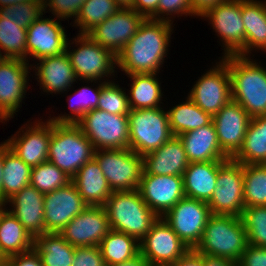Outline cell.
I'll return each mask as SVG.
<instances>
[{"instance_id":"obj_1","label":"cell","mask_w":266,"mask_h":266,"mask_svg":"<svg viewBox=\"0 0 266 266\" xmlns=\"http://www.w3.org/2000/svg\"><path fill=\"white\" fill-rule=\"evenodd\" d=\"M173 27V28H172ZM173 23L145 18L138 31L117 55V70L126 75L158 73L171 43Z\"/></svg>"},{"instance_id":"obj_2","label":"cell","mask_w":266,"mask_h":266,"mask_svg":"<svg viewBox=\"0 0 266 266\" xmlns=\"http://www.w3.org/2000/svg\"><path fill=\"white\" fill-rule=\"evenodd\" d=\"M231 77L232 100L251 116L266 115V67L240 55L221 58Z\"/></svg>"},{"instance_id":"obj_3","label":"cell","mask_w":266,"mask_h":266,"mask_svg":"<svg viewBox=\"0 0 266 266\" xmlns=\"http://www.w3.org/2000/svg\"><path fill=\"white\" fill-rule=\"evenodd\" d=\"M247 245V233L240 217L212 214L193 250L200 255L227 258L238 263Z\"/></svg>"},{"instance_id":"obj_4","label":"cell","mask_w":266,"mask_h":266,"mask_svg":"<svg viewBox=\"0 0 266 266\" xmlns=\"http://www.w3.org/2000/svg\"><path fill=\"white\" fill-rule=\"evenodd\" d=\"M104 208L111 229L124 232L139 242L159 218L143 201L138 190L112 192Z\"/></svg>"},{"instance_id":"obj_5","label":"cell","mask_w":266,"mask_h":266,"mask_svg":"<svg viewBox=\"0 0 266 266\" xmlns=\"http://www.w3.org/2000/svg\"><path fill=\"white\" fill-rule=\"evenodd\" d=\"M94 148L78 124L52 122L48 161L69 177L94 156Z\"/></svg>"},{"instance_id":"obj_6","label":"cell","mask_w":266,"mask_h":266,"mask_svg":"<svg viewBox=\"0 0 266 266\" xmlns=\"http://www.w3.org/2000/svg\"><path fill=\"white\" fill-rule=\"evenodd\" d=\"M65 52L78 81L109 82L117 73V56L96 43L88 34H78L68 40Z\"/></svg>"},{"instance_id":"obj_7","label":"cell","mask_w":266,"mask_h":266,"mask_svg":"<svg viewBox=\"0 0 266 266\" xmlns=\"http://www.w3.org/2000/svg\"><path fill=\"white\" fill-rule=\"evenodd\" d=\"M129 148L144 156L173 137L167 110L163 107L130 109Z\"/></svg>"},{"instance_id":"obj_8","label":"cell","mask_w":266,"mask_h":266,"mask_svg":"<svg viewBox=\"0 0 266 266\" xmlns=\"http://www.w3.org/2000/svg\"><path fill=\"white\" fill-rule=\"evenodd\" d=\"M93 158L98 162L112 192L138 190L143 156L130 148L99 149Z\"/></svg>"},{"instance_id":"obj_9","label":"cell","mask_w":266,"mask_h":266,"mask_svg":"<svg viewBox=\"0 0 266 266\" xmlns=\"http://www.w3.org/2000/svg\"><path fill=\"white\" fill-rule=\"evenodd\" d=\"M77 124L94 150L129 148L128 115L94 109L87 112Z\"/></svg>"},{"instance_id":"obj_10","label":"cell","mask_w":266,"mask_h":266,"mask_svg":"<svg viewBox=\"0 0 266 266\" xmlns=\"http://www.w3.org/2000/svg\"><path fill=\"white\" fill-rule=\"evenodd\" d=\"M207 204L211 214L241 216L245 208L243 164L229 158L219 165L216 188Z\"/></svg>"},{"instance_id":"obj_11","label":"cell","mask_w":266,"mask_h":266,"mask_svg":"<svg viewBox=\"0 0 266 266\" xmlns=\"http://www.w3.org/2000/svg\"><path fill=\"white\" fill-rule=\"evenodd\" d=\"M188 92V97L212 117L232 100L231 77L227 64L220 58Z\"/></svg>"},{"instance_id":"obj_12","label":"cell","mask_w":266,"mask_h":266,"mask_svg":"<svg viewBox=\"0 0 266 266\" xmlns=\"http://www.w3.org/2000/svg\"><path fill=\"white\" fill-rule=\"evenodd\" d=\"M208 20L221 40L223 56H244L245 28L241 16V0L224 1L207 11L202 17Z\"/></svg>"},{"instance_id":"obj_13","label":"cell","mask_w":266,"mask_h":266,"mask_svg":"<svg viewBox=\"0 0 266 266\" xmlns=\"http://www.w3.org/2000/svg\"><path fill=\"white\" fill-rule=\"evenodd\" d=\"M31 63L19 59H0V122H9L22 107L30 86Z\"/></svg>"},{"instance_id":"obj_14","label":"cell","mask_w":266,"mask_h":266,"mask_svg":"<svg viewBox=\"0 0 266 266\" xmlns=\"http://www.w3.org/2000/svg\"><path fill=\"white\" fill-rule=\"evenodd\" d=\"M211 215L206 202L185 196L162 218L191 250L200 242Z\"/></svg>"},{"instance_id":"obj_15","label":"cell","mask_w":266,"mask_h":266,"mask_svg":"<svg viewBox=\"0 0 266 266\" xmlns=\"http://www.w3.org/2000/svg\"><path fill=\"white\" fill-rule=\"evenodd\" d=\"M45 120V122L42 119H35V122L28 120L19 128L20 131L11 134V137L4 141L15 155L31 167L48 161L52 121Z\"/></svg>"},{"instance_id":"obj_16","label":"cell","mask_w":266,"mask_h":266,"mask_svg":"<svg viewBox=\"0 0 266 266\" xmlns=\"http://www.w3.org/2000/svg\"><path fill=\"white\" fill-rule=\"evenodd\" d=\"M189 250L162 217L140 241V254L151 266L171 265Z\"/></svg>"},{"instance_id":"obj_17","label":"cell","mask_w":266,"mask_h":266,"mask_svg":"<svg viewBox=\"0 0 266 266\" xmlns=\"http://www.w3.org/2000/svg\"><path fill=\"white\" fill-rule=\"evenodd\" d=\"M145 17L132 8H121L91 30L88 35L102 47L118 55L138 31Z\"/></svg>"},{"instance_id":"obj_18","label":"cell","mask_w":266,"mask_h":266,"mask_svg":"<svg viewBox=\"0 0 266 266\" xmlns=\"http://www.w3.org/2000/svg\"><path fill=\"white\" fill-rule=\"evenodd\" d=\"M60 21L41 15L27 28V63L65 53L69 38Z\"/></svg>"},{"instance_id":"obj_19","label":"cell","mask_w":266,"mask_h":266,"mask_svg":"<svg viewBox=\"0 0 266 266\" xmlns=\"http://www.w3.org/2000/svg\"><path fill=\"white\" fill-rule=\"evenodd\" d=\"M138 191L150 209L163 217L185 197L183 176L153 175L143 170Z\"/></svg>"},{"instance_id":"obj_20","label":"cell","mask_w":266,"mask_h":266,"mask_svg":"<svg viewBox=\"0 0 266 266\" xmlns=\"http://www.w3.org/2000/svg\"><path fill=\"white\" fill-rule=\"evenodd\" d=\"M110 230L104 206H88L75 216L59 234L74 247L99 246Z\"/></svg>"},{"instance_id":"obj_21","label":"cell","mask_w":266,"mask_h":266,"mask_svg":"<svg viewBox=\"0 0 266 266\" xmlns=\"http://www.w3.org/2000/svg\"><path fill=\"white\" fill-rule=\"evenodd\" d=\"M87 207L88 205L72 182L44 194L45 233H59Z\"/></svg>"},{"instance_id":"obj_22","label":"cell","mask_w":266,"mask_h":266,"mask_svg":"<svg viewBox=\"0 0 266 266\" xmlns=\"http://www.w3.org/2000/svg\"><path fill=\"white\" fill-rule=\"evenodd\" d=\"M251 116L231 100L213 116L218 142L222 152L232 159L242 147Z\"/></svg>"},{"instance_id":"obj_23","label":"cell","mask_w":266,"mask_h":266,"mask_svg":"<svg viewBox=\"0 0 266 266\" xmlns=\"http://www.w3.org/2000/svg\"><path fill=\"white\" fill-rule=\"evenodd\" d=\"M37 62L31 64L33 66L31 69L35 71L33 75L43 92L47 95L49 93L64 94V92L68 93L72 87L74 91L73 85L78 79L66 52L58 56L42 58Z\"/></svg>"},{"instance_id":"obj_24","label":"cell","mask_w":266,"mask_h":266,"mask_svg":"<svg viewBox=\"0 0 266 266\" xmlns=\"http://www.w3.org/2000/svg\"><path fill=\"white\" fill-rule=\"evenodd\" d=\"M10 205H9V204ZM12 213L34 238L45 233L44 194L31 185L15 193L6 202Z\"/></svg>"},{"instance_id":"obj_25","label":"cell","mask_w":266,"mask_h":266,"mask_svg":"<svg viewBox=\"0 0 266 266\" xmlns=\"http://www.w3.org/2000/svg\"><path fill=\"white\" fill-rule=\"evenodd\" d=\"M188 165L183 143L178 136L171 137L161 147L143 156V168L147 174L183 176Z\"/></svg>"},{"instance_id":"obj_26","label":"cell","mask_w":266,"mask_h":266,"mask_svg":"<svg viewBox=\"0 0 266 266\" xmlns=\"http://www.w3.org/2000/svg\"><path fill=\"white\" fill-rule=\"evenodd\" d=\"M178 137L183 143L189 163L229 159L220 148L213 122L204 127L182 133Z\"/></svg>"},{"instance_id":"obj_27","label":"cell","mask_w":266,"mask_h":266,"mask_svg":"<svg viewBox=\"0 0 266 266\" xmlns=\"http://www.w3.org/2000/svg\"><path fill=\"white\" fill-rule=\"evenodd\" d=\"M71 182L76 186L88 206H104L112 194L108 182L94 158L78 170Z\"/></svg>"},{"instance_id":"obj_28","label":"cell","mask_w":266,"mask_h":266,"mask_svg":"<svg viewBox=\"0 0 266 266\" xmlns=\"http://www.w3.org/2000/svg\"><path fill=\"white\" fill-rule=\"evenodd\" d=\"M241 16L245 28L244 57L252 51L266 52V1L241 0Z\"/></svg>"},{"instance_id":"obj_29","label":"cell","mask_w":266,"mask_h":266,"mask_svg":"<svg viewBox=\"0 0 266 266\" xmlns=\"http://www.w3.org/2000/svg\"><path fill=\"white\" fill-rule=\"evenodd\" d=\"M222 162L189 163L183 173L185 196L208 203L216 188L218 168Z\"/></svg>"},{"instance_id":"obj_30","label":"cell","mask_w":266,"mask_h":266,"mask_svg":"<svg viewBox=\"0 0 266 266\" xmlns=\"http://www.w3.org/2000/svg\"><path fill=\"white\" fill-rule=\"evenodd\" d=\"M158 73L129 74L130 90L128 101L130 109H148L161 107L164 94Z\"/></svg>"},{"instance_id":"obj_31","label":"cell","mask_w":266,"mask_h":266,"mask_svg":"<svg viewBox=\"0 0 266 266\" xmlns=\"http://www.w3.org/2000/svg\"><path fill=\"white\" fill-rule=\"evenodd\" d=\"M232 159L243 165L266 164V115L251 117L242 147Z\"/></svg>"},{"instance_id":"obj_32","label":"cell","mask_w":266,"mask_h":266,"mask_svg":"<svg viewBox=\"0 0 266 266\" xmlns=\"http://www.w3.org/2000/svg\"><path fill=\"white\" fill-rule=\"evenodd\" d=\"M34 238L7 208L0 216V252L5 257L33 249Z\"/></svg>"},{"instance_id":"obj_33","label":"cell","mask_w":266,"mask_h":266,"mask_svg":"<svg viewBox=\"0 0 266 266\" xmlns=\"http://www.w3.org/2000/svg\"><path fill=\"white\" fill-rule=\"evenodd\" d=\"M33 249L43 266H72L75 247L59 233H44L34 237Z\"/></svg>"},{"instance_id":"obj_34","label":"cell","mask_w":266,"mask_h":266,"mask_svg":"<svg viewBox=\"0 0 266 266\" xmlns=\"http://www.w3.org/2000/svg\"><path fill=\"white\" fill-rule=\"evenodd\" d=\"M32 167L24 163L3 142L2 202L30 185Z\"/></svg>"},{"instance_id":"obj_35","label":"cell","mask_w":266,"mask_h":266,"mask_svg":"<svg viewBox=\"0 0 266 266\" xmlns=\"http://www.w3.org/2000/svg\"><path fill=\"white\" fill-rule=\"evenodd\" d=\"M183 102L167 110L169 127L173 136L204 127L212 122V116L204 112L188 96Z\"/></svg>"},{"instance_id":"obj_36","label":"cell","mask_w":266,"mask_h":266,"mask_svg":"<svg viewBox=\"0 0 266 266\" xmlns=\"http://www.w3.org/2000/svg\"><path fill=\"white\" fill-rule=\"evenodd\" d=\"M93 83V87L96 84V88H92L90 86H81L80 89H76L73 94H69L67 96V101L69 102V113L70 114H59L57 117L53 115V117H49L52 122L55 123H70L77 124L83 116L94 109H97L98 100L101 93V86L104 81H82ZM73 96V98H72ZM75 97V99H74Z\"/></svg>"},{"instance_id":"obj_37","label":"cell","mask_w":266,"mask_h":266,"mask_svg":"<svg viewBox=\"0 0 266 266\" xmlns=\"http://www.w3.org/2000/svg\"><path fill=\"white\" fill-rule=\"evenodd\" d=\"M99 248L106 265H115L140 254V242L128 234L111 229L102 239Z\"/></svg>"},{"instance_id":"obj_38","label":"cell","mask_w":266,"mask_h":266,"mask_svg":"<svg viewBox=\"0 0 266 266\" xmlns=\"http://www.w3.org/2000/svg\"><path fill=\"white\" fill-rule=\"evenodd\" d=\"M27 29L21 28L0 11V55L27 62ZM2 51V52H1ZM3 54V55H2Z\"/></svg>"},{"instance_id":"obj_39","label":"cell","mask_w":266,"mask_h":266,"mask_svg":"<svg viewBox=\"0 0 266 266\" xmlns=\"http://www.w3.org/2000/svg\"><path fill=\"white\" fill-rule=\"evenodd\" d=\"M119 9L115 0H86L72 26L79 28L77 34H88Z\"/></svg>"},{"instance_id":"obj_40","label":"cell","mask_w":266,"mask_h":266,"mask_svg":"<svg viewBox=\"0 0 266 266\" xmlns=\"http://www.w3.org/2000/svg\"><path fill=\"white\" fill-rule=\"evenodd\" d=\"M245 207L266 206V164L243 165Z\"/></svg>"},{"instance_id":"obj_41","label":"cell","mask_w":266,"mask_h":266,"mask_svg":"<svg viewBox=\"0 0 266 266\" xmlns=\"http://www.w3.org/2000/svg\"><path fill=\"white\" fill-rule=\"evenodd\" d=\"M71 177L59 169L56 165L46 161L32 167L30 185L43 194L50 193L58 188L67 186Z\"/></svg>"},{"instance_id":"obj_42","label":"cell","mask_w":266,"mask_h":266,"mask_svg":"<svg viewBox=\"0 0 266 266\" xmlns=\"http://www.w3.org/2000/svg\"><path fill=\"white\" fill-rule=\"evenodd\" d=\"M249 245L266 248V206L245 207L240 216Z\"/></svg>"},{"instance_id":"obj_43","label":"cell","mask_w":266,"mask_h":266,"mask_svg":"<svg viewBox=\"0 0 266 266\" xmlns=\"http://www.w3.org/2000/svg\"><path fill=\"white\" fill-rule=\"evenodd\" d=\"M115 82L117 81H109L102 84L97 109L112 114L128 115L130 113V106L125 91L126 88H121Z\"/></svg>"},{"instance_id":"obj_44","label":"cell","mask_w":266,"mask_h":266,"mask_svg":"<svg viewBox=\"0 0 266 266\" xmlns=\"http://www.w3.org/2000/svg\"><path fill=\"white\" fill-rule=\"evenodd\" d=\"M21 28H28L41 15H44L43 0H30L17 3L1 11Z\"/></svg>"},{"instance_id":"obj_45","label":"cell","mask_w":266,"mask_h":266,"mask_svg":"<svg viewBox=\"0 0 266 266\" xmlns=\"http://www.w3.org/2000/svg\"><path fill=\"white\" fill-rule=\"evenodd\" d=\"M176 15H189L192 18L193 11L189 0H160L157 11L150 18L173 23Z\"/></svg>"},{"instance_id":"obj_46","label":"cell","mask_w":266,"mask_h":266,"mask_svg":"<svg viewBox=\"0 0 266 266\" xmlns=\"http://www.w3.org/2000/svg\"><path fill=\"white\" fill-rule=\"evenodd\" d=\"M85 1L86 0H43L44 14L49 11V13L51 12V14H53L52 16H54V18L63 21H69L70 18L75 21Z\"/></svg>"},{"instance_id":"obj_47","label":"cell","mask_w":266,"mask_h":266,"mask_svg":"<svg viewBox=\"0 0 266 266\" xmlns=\"http://www.w3.org/2000/svg\"><path fill=\"white\" fill-rule=\"evenodd\" d=\"M72 266H107L99 246L75 247Z\"/></svg>"},{"instance_id":"obj_48","label":"cell","mask_w":266,"mask_h":266,"mask_svg":"<svg viewBox=\"0 0 266 266\" xmlns=\"http://www.w3.org/2000/svg\"><path fill=\"white\" fill-rule=\"evenodd\" d=\"M238 266H266V248L248 244Z\"/></svg>"},{"instance_id":"obj_49","label":"cell","mask_w":266,"mask_h":266,"mask_svg":"<svg viewBox=\"0 0 266 266\" xmlns=\"http://www.w3.org/2000/svg\"><path fill=\"white\" fill-rule=\"evenodd\" d=\"M7 260L8 266H43L39 254L34 249L7 257Z\"/></svg>"},{"instance_id":"obj_50","label":"cell","mask_w":266,"mask_h":266,"mask_svg":"<svg viewBox=\"0 0 266 266\" xmlns=\"http://www.w3.org/2000/svg\"><path fill=\"white\" fill-rule=\"evenodd\" d=\"M160 0H134L132 9L145 18H150L158 9Z\"/></svg>"},{"instance_id":"obj_51","label":"cell","mask_w":266,"mask_h":266,"mask_svg":"<svg viewBox=\"0 0 266 266\" xmlns=\"http://www.w3.org/2000/svg\"><path fill=\"white\" fill-rule=\"evenodd\" d=\"M194 17H202L207 11L221 2L230 0H189Z\"/></svg>"},{"instance_id":"obj_52","label":"cell","mask_w":266,"mask_h":266,"mask_svg":"<svg viewBox=\"0 0 266 266\" xmlns=\"http://www.w3.org/2000/svg\"><path fill=\"white\" fill-rule=\"evenodd\" d=\"M168 266H205L204 255H200L191 249L175 263Z\"/></svg>"},{"instance_id":"obj_53","label":"cell","mask_w":266,"mask_h":266,"mask_svg":"<svg viewBox=\"0 0 266 266\" xmlns=\"http://www.w3.org/2000/svg\"><path fill=\"white\" fill-rule=\"evenodd\" d=\"M205 266H238V263L227 258L204 255Z\"/></svg>"},{"instance_id":"obj_54","label":"cell","mask_w":266,"mask_h":266,"mask_svg":"<svg viewBox=\"0 0 266 266\" xmlns=\"http://www.w3.org/2000/svg\"><path fill=\"white\" fill-rule=\"evenodd\" d=\"M107 266H151V265L141 254H139L138 256L126 262H122L120 264H115V265H107Z\"/></svg>"},{"instance_id":"obj_55","label":"cell","mask_w":266,"mask_h":266,"mask_svg":"<svg viewBox=\"0 0 266 266\" xmlns=\"http://www.w3.org/2000/svg\"><path fill=\"white\" fill-rule=\"evenodd\" d=\"M2 179H3V142L0 143V201H2Z\"/></svg>"},{"instance_id":"obj_56","label":"cell","mask_w":266,"mask_h":266,"mask_svg":"<svg viewBox=\"0 0 266 266\" xmlns=\"http://www.w3.org/2000/svg\"><path fill=\"white\" fill-rule=\"evenodd\" d=\"M27 1H30V0H0V11L14 4L27 2Z\"/></svg>"},{"instance_id":"obj_57","label":"cell","mask_w":266,"mask_h":266,"mask_svg":"<svg viewBox=\"0 0 266 266\" xmlns=\"http://www.w3.org/2000/svg\"><path fill=\"white\" fill-rule=\"evenodd\" d=\"M120 8H132L134 0H115Z\"/></svg>"},{"instance_id":"obj_58","label":"cell","mask_w":266,"mask_h":266,"mask_svg":"<svg viewBox=\"0 0 266 266\" xmlns=\"http://www.w3.org/2000/svg\"><path fill=\"white\" fill-rule=\"evenodd\" d=\"M6 204L2 201H0V216L2 214V212L6 209Z\"/></svg>"},{"instance_id":"obj_59","label":"cell","mask_w":266,"mask_h":266,"mask_svg":"<svg viewBox=\"0 0 266 266\" xmlns=\"http://www.w3.org/2000/svg\"><path fill=\"white\" fill-rule=\"evenodd\" d=\"M0 259H7V257L3 256V254L0 252Z\"/></svg>"}]
</instances>
